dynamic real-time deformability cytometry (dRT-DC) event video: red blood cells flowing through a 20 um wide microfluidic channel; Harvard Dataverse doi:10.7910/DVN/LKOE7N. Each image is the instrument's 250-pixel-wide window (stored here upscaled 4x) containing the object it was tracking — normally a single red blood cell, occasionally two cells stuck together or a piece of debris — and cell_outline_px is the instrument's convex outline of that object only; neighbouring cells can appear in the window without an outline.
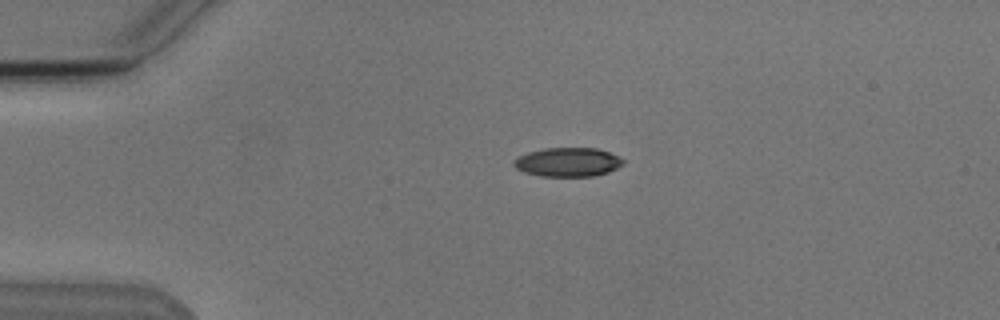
{"species": "Egyptian fruit bat (a non-hibernating species)", "species_latin": "Rousettus aegyptiacus", "temperature_condition": "cold", "stored_images_in_passage": 4, "camera_frame_rate_fps": 3000, "um_per_image_px": 0.085, "animal": {"sex": "male"}, "frame": {"image": 1, "passage_image": 3, "time_ms": 2.333, "image_size_px": [1000, 320], "cell_outline_px": [[624, 164], [608, 172], [592, 176], [540, 176], [524, 172], [516, 168], [512, 164], [520, 156], [528, 152], [544, 148], [596, 148], [608, 152], [624, 160]], "centroid_in_image_um": [48.26, 13.78], "position_along_channel_um": 36.7, "area_um2": 18.26}}
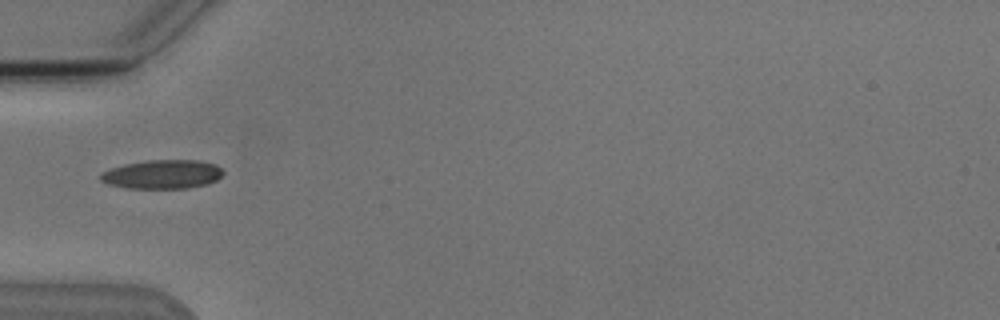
{"frame": {"image": 2, "passage_image": 4, "time_ms": 4.333, "image_size_px": [1000, 320], "cell_outline_px": [[224, 172], [216, 180], [208, 184], [188, 188], [124, 188], [108, 184], [100, 180], [100, 172], [124, 164], [148, 160], [200, 160], [216, 164]], "centroid_in_image_um": [13.8, 14.81], "position_along_channel_um": 71.2, "area_um2": 20.75}}